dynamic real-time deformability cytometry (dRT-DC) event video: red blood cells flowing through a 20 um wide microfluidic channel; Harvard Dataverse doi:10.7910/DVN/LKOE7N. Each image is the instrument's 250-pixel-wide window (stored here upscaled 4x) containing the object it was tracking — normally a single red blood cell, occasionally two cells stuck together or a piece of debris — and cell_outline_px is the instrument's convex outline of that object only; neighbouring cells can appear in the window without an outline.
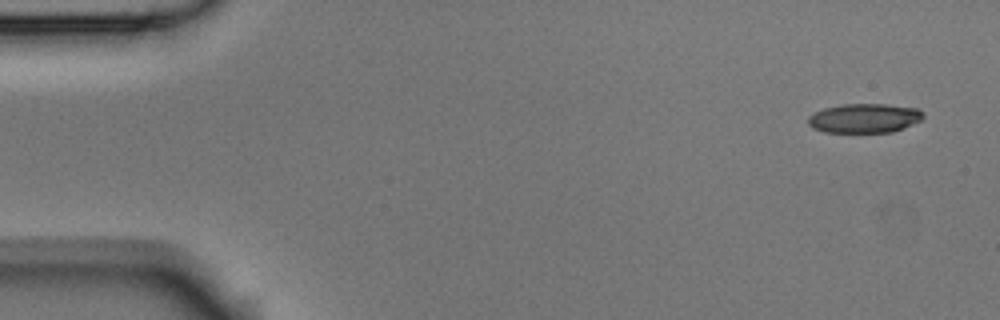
{"species": "Egyptian fruit bat (a non-hibernating species)", "species_latin": "Rousettus aegyptiacus", "temperature_condition": "room temperature", "stored_images_in_passage": 4, "camera_frame_rate_fps": 3000, "um_per_image_px": 0.085, "animal": {"sex": "male"}, "frame": {"image": 1, "passage_image": 1, "time_ms": 0.0, "image_size_px": [1000, 320], "cell_outline_px": [[924, 116], [920, 120], [904, 128], [892, 132], [824, 132], [812, 128], [808, 124], [808, 116], [824, 108], [844, 104], [884, 104], [916, 108], [924, 112]], "centroid_in_image_um": [73.47, 10.05], "position_along_channel_um": 11.5, "area_um2": 19.59}}